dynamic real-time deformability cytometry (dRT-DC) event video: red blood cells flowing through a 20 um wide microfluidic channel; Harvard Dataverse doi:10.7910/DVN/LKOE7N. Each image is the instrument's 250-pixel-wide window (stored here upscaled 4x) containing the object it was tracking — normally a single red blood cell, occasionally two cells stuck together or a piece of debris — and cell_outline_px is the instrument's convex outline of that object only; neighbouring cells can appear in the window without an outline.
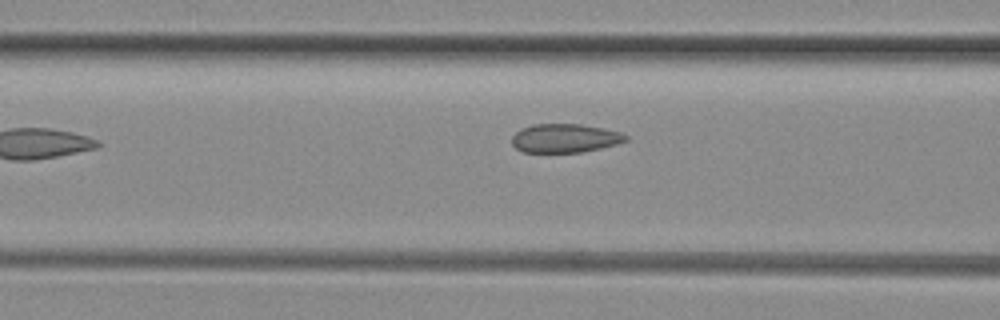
{"species": "common noctule bat (a hibernating species)", "species_latin": "Nyctalus noctula", "temperature_condition": "room temperature", "stored_images_in_passage": 9, "camera_frame_rate_fps": 3000, "um_per_image_px": 0.085, "animal": {"sex": "female", "body_mass_g": 29.2, "forearm_length_mm": 56.3}, "frame": {"image": 1, "passage_image": 7, "time_ms": 2.0, "image_size_px": [1000, 320], "cell_outline_px": [[628, 140], [616, 144], [600, 148], [580, 152], [524, 152], [516, 148], [512, 144], [512, 136], [520, 128], [532, 124], [580, 124], [604, 128], [620, 132], [628, 136]], "centroid_in_image_um": [48.0, 11.74], "position_along_channel_um": 118.6, "area_um2": 19.07}}